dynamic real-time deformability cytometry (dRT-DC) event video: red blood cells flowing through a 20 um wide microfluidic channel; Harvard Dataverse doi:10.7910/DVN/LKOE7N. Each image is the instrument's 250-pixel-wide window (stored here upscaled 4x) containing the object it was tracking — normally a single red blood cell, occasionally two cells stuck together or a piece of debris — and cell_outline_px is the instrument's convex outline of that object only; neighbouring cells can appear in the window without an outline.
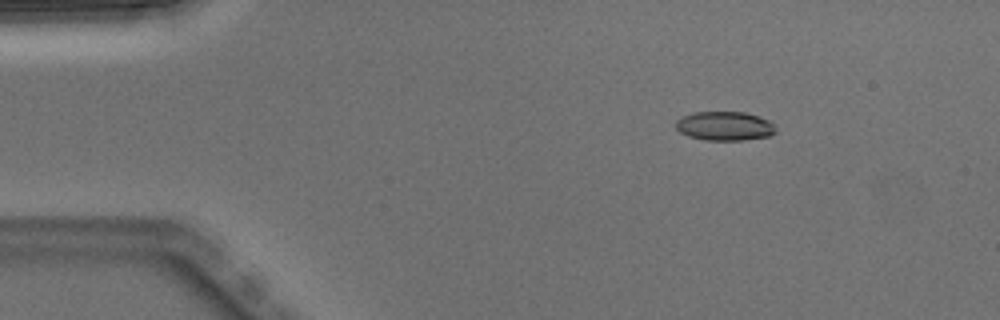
{"species": "Egyptian fruit bat (a non-hibernating species)", "species_latin": "Rousettus aegyptiacus", "temperature_condition": "warm", "stored_images_in_passage": 4, "camera_frame_rate_fps": 3000, "um_per_image_px": 0.085, "animal": {"sex": "male"}, "frame": {"image": 1, "passage_image": 2, "time_ms": 0.333, "image_size_px": [1000, 320], "cell_outline_px": [[776, 132], [772, 136], [744, 140], [704, 140], [688, 136], [680, 132], [676, 128], [676, 120], [680, 116], [692, 112], [744, 112], [760, 116], [776, 124]], "centroid_in_image_um": [61.62, 10.71], "position_along_channel_um": 23.4, "area_um2": 17.28}}